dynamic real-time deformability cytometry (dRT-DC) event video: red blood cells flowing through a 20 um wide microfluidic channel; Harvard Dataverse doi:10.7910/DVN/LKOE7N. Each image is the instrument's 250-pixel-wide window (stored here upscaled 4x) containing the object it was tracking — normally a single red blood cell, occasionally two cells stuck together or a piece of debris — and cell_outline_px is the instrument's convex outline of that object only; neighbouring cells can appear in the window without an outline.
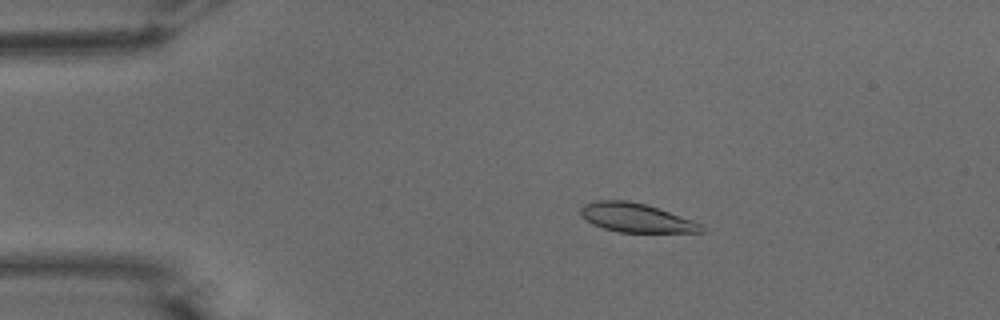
{"species": "common noctule bat (a hibernating species)", "species_latin": "Nyctalus noctula", "temperature_condition": "warm", "stored_images_in_passage": 53, "camera_frame_rate_fps": 3000, "um_per_image_px": 0.085, "animal": {"sex": "male", "body_mass_g": 15.6}, "frame": {"image": 1, "passage_image": 10, "time_ms": 3.0, "image_size_px": [1000, 320], "cell_outline_px": [[704, 232], [620, 232], [604, 228], [592, 224], [580, 216], [580, 208], [584, 204], [596, 200], [628, 200], [644, 204], [692, 220], [700, 224], [704, 228]], "centroid_in_image_um": [54.0, 18.51], "position_along_channel_um": 31.0, "area_um2": 20.11}}
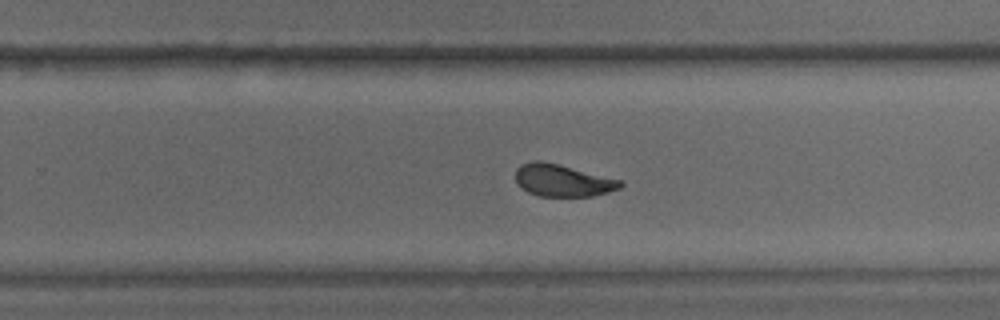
{"frame": {"image": 2, "passage_image": 34, "time_ms": 11.0, "image_size_px": [1000, 320], "cell_outline_px": [[624, 184], [620, 188], [608, 192], [592, 196], [540, 196], [528, 192], [520, 188], [516, 184], [516, 168], [520, 164], [532, 160], [540, 160], [560, 164], [624, 180]], "centroid_in_image_um": [47.82, 15.32], "position_along_channel_um": 282.0, "area_um2": 20.06}}
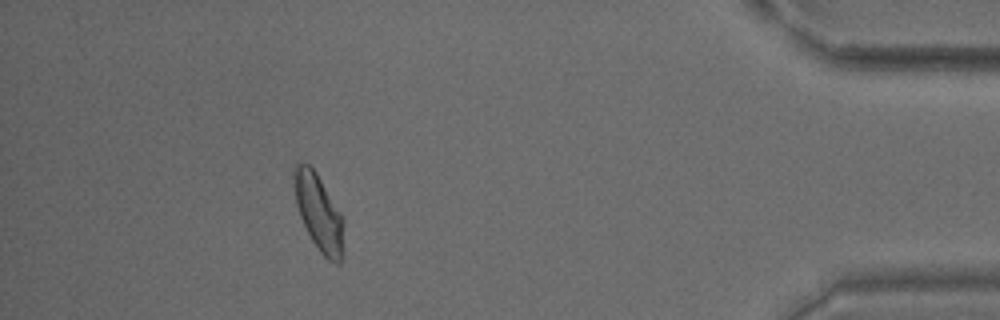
{"frame": {"image": 3, "passage_image": 48, "time_ms": 15.667, "image_size_px": [1000, 320], "cell_outline_px": [[344, 248], [340, 264], [336, 264], [328, 260], [320, 252], [312, 240], [300, 216], [296, 204], [292, 176], [292, 172], [296, 164], [308, 164], [316, 172], [344, 216]], "centroid_in_image_um": [27.13, 18.09], "position_along_channel_um": 408.1, "area_um2": 22.48}, "authors_computed_cell_mechanics": {"area_um2": 20.7502, "velocity_mm_per_s": 3.7976, "shape_relaxation_time_tau1_ms": 2.9146, "shape_relaxation_time_tau2_ms": 1.5351, "deformation_change_tau1": 0.1181, "deformation_change_tau2": 0.0597}}